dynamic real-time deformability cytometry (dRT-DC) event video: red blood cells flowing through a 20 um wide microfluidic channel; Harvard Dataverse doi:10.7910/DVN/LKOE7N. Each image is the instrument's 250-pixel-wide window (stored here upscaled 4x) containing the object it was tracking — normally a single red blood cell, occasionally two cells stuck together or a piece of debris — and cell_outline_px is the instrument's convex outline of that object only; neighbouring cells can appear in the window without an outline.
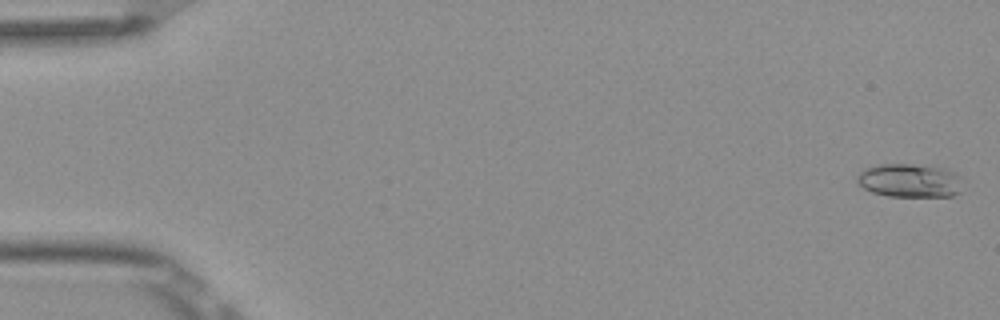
{"species": "Egyptian fruit bat (a non-hibernating species)", "species_latin": "Rousettus aegyptiacus", "temperature_condition": "room temperature", "stored_images_in_passage": 5, "camera_frame_rate_fps": 3000, "um_per_image_px": 0.085, "frame": {"image": 1, "passage_image": 1, "time_ms": 0.0, "image_size_px": [1000, 320], "cell_outline_px": [[960, 180], [956, 192], [952, 196], [888, 196], [872, 192], [864, 188], [856, 180], [856, 176], [864, 168], [880, 164], [912, 164], [948, 168], [956, 172], [960, 176]], "centroid_in_image_um": [77.28, 15.32], "position_along_channel_um": 7.7, "area_um2": 20.58}}